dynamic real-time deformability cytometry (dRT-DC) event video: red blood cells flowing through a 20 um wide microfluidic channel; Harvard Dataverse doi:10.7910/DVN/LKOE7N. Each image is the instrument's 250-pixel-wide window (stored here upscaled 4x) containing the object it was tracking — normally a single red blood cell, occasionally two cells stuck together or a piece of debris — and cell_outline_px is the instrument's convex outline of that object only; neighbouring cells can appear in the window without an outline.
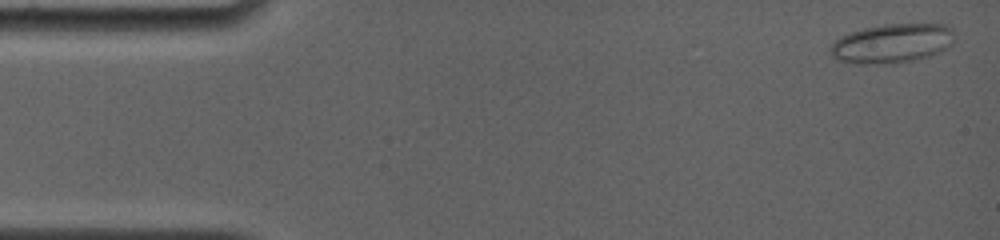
{"species": "common noctule bat (a hibernating species)", "species_latin": "Nyctalus noctula", "temperature_condition": "room temperature", "stored_images_in_passage": 44, "camera_frame_rate_fps": 4000, "um_per_image_px": 0.085, "animal": {"sex": "female", "body_mass_g": 19.0, "forearm_length_mm": 56.7}, "frame": {"image": 1, "passage_image": 1, "time_ms": 0.0, "image_size_px": [1000, 240], "cell_outline_px": [[952, 44], [948, 48], [940, 52], [916, 60], [892, 64], [852, 64], [836, 60], [828, 52], [832, 44], [840, 36], [864, 28], [884, 24], [948, 24], [952, 28]], "centroid_in_image_um": [75.8, 3.71], "position_along_channel_um": 9.2, "area_um2": 28.73}}
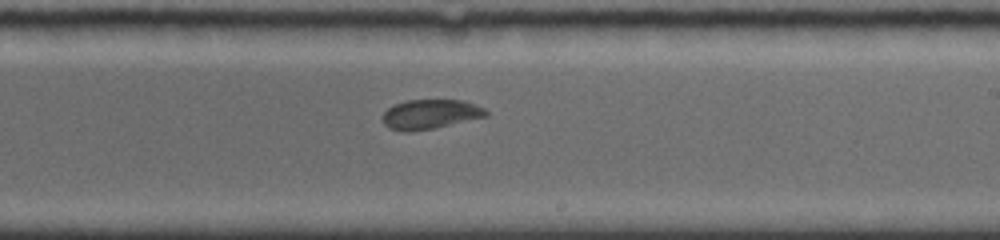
{"frame": {"image": 2, "passage_image": 27, "time_ms": 9.5, "image_size_px": [1000, 240], "cell_outline_px": [[488, 116], [432, 128], [408, 132], [400, 132], [388, 128], [384, 124], [380, 116], [392, 104], [408, 100], [460, 100], [476, 104], [484, 108], [488, 112]], "centroid_in_image_um": [36.51, 9.71], "position_along_channel_um": 252.5, "area_um2": 17.92}}
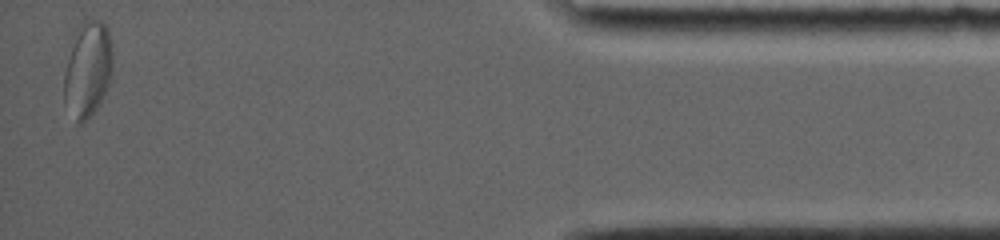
{"frame": {"image": 3, "passage_image": 44, "time_ms": 15.75, "image_size_px": [1000, 240], "cell_outline_px": [[112, 68], [108, 84], [100, 104], [80, 124], [76, 120], [64, 104], [64, 72], [72, 36], [76, 28], [84, 20], [100, 20], [108, 28], [112, 52]], "centroid_in_image_um": [7.43, 5.84], "position_along_channel_um": 427.8, "area_um2": 27.05}, "authors_computed_cell_mechanics": {"area_um2": 19.8254, "velocity_mm_per_s": 3.7681, "shape_relaxation_time_tau1_ms": null, "shape_relaxation_time_tau2_ms": 2.9947, "deformation_change_tau1": null, "deformation_change_tau2": 0.0537}}